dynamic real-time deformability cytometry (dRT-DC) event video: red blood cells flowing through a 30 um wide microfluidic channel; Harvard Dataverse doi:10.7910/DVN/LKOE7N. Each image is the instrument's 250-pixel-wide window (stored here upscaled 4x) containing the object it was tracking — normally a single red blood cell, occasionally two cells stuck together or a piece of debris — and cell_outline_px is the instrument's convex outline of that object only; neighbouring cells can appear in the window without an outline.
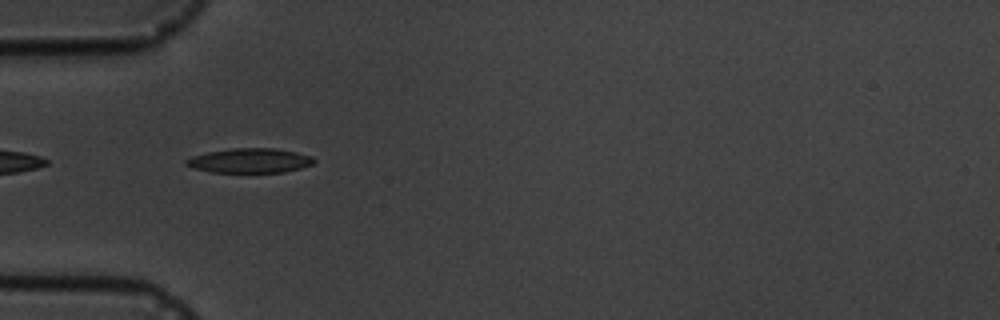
{"species": "common noctule bat (a hibernating species)", "species_latin": "Nyctalus noctula", "temperature_condition": "cold", "stored_images_in_passage": 2, "camera_frame_rate_fps": 3000, "um_per_image_px": 0.085, "animal": {"sex": "male", "body_mass_g": 19.5, "forearm_length_mm": 54.6}, "frame": {"image": 1, "passage_image": 1, "time_ms": 0.0, "image_size_px": [1000, 320], "cell_outline_px": [[316, 160], [312, 164], [300, 168], [284, 172], [212, 172], [196, 168], [184, 164], [184, 160], [192, 156], [208, 152], [232, 148], [276, 148], [296, 152], [312, 156]], "centroid_in_image_um": [21.25, 13.64], "position_along_channel_um": 63.8, "area_um2": 18.21}}
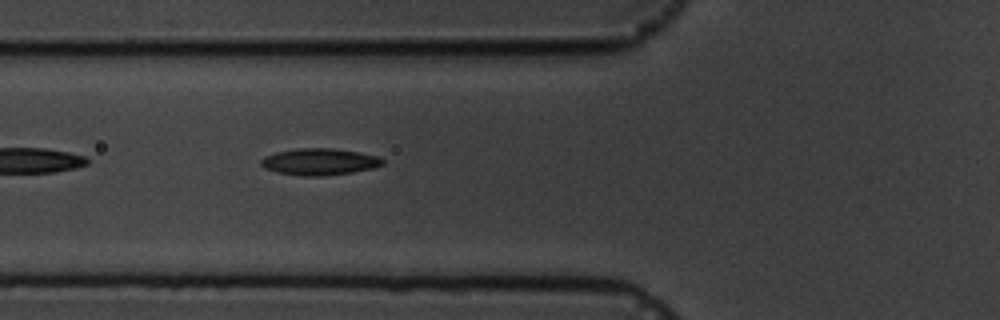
{"frame": {"image": 2, "passage_image": 2, "time_ms": 1.0, "image_size_px": [1000, 320], "cell_outline_px": [[384, 164], [376, 168], [352, 172], [320, 176], [304, 176], [280, 172], [264, 168], [260, 164], [260, 160], [264, 156], [276, 152], [296, 148], [332, 148], [356, 152], [376, 156], [384, 160]], "centroid_in_image_um": [27.15, 13.74], "position_along_channel_um": 98.7, "area_um2": 18.79}}